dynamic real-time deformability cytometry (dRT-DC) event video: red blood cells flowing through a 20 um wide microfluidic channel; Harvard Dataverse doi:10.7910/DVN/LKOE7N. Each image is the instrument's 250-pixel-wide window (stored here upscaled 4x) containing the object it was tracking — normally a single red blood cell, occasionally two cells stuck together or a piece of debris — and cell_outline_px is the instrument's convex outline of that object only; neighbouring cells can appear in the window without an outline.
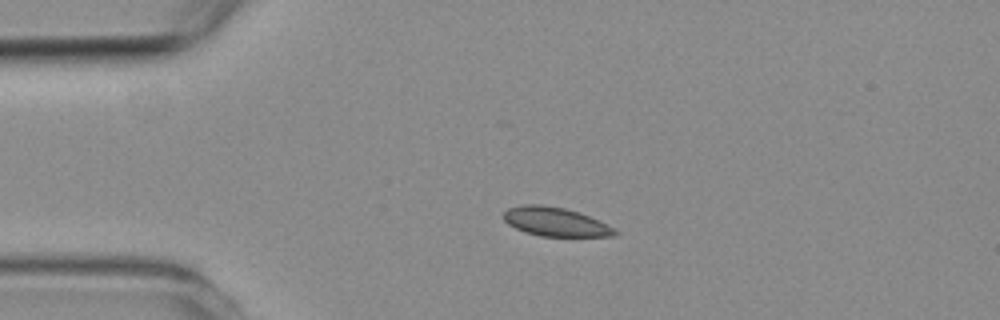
{"species": "common noctule bat (a hibernating species)", "species_latin": "Nyctalus noctula", "temperature_condition": "room temperature", "stored_images_in_passage": 4, "camera_frame_rate_fps": 3000, "um_per_image_px": 0.085, "animal": {"sex": "female", "body_mass_g": 19.3, "forearm_length_mm": 54.1}, "frame": {"image": 1, "passage_image": 2, "time_ms": 2.0, "image_size_px": [1000, 320], "cell_outline_px": [[620, 232], [616, 236], [540, 236], [524, 232], [508, 224], [504, 220], [504, 212], [508, 208], [524, 204], [540, 204], [564, 208], [600, 220], [616, 228]], "centroid_in_image_um": [47.24, 18.86], "position_along_channel_um": 37.8, "area_um2": 18.79}}
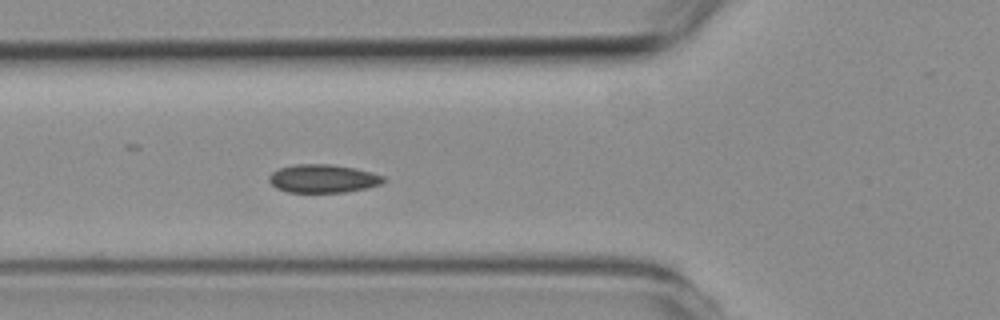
{"frame": {"image": 2, "passage_image": 4, "time_ms": 4.333, "image_size_px": [1000, 320], "cell_outline_px": [[388, 180], [380, 184], [364, 188], [344, 192], [288, 192], [276, 188], [268, 180], [268, 176], [272, 172], [280, 168], [296, 164], [332, 164], [356, 168], [372, 172], [384, 176]], "centroid_in_image_um": [27.46, 15.17], "position_along_channel_um": 98.3, "area_um2": 18.9}}